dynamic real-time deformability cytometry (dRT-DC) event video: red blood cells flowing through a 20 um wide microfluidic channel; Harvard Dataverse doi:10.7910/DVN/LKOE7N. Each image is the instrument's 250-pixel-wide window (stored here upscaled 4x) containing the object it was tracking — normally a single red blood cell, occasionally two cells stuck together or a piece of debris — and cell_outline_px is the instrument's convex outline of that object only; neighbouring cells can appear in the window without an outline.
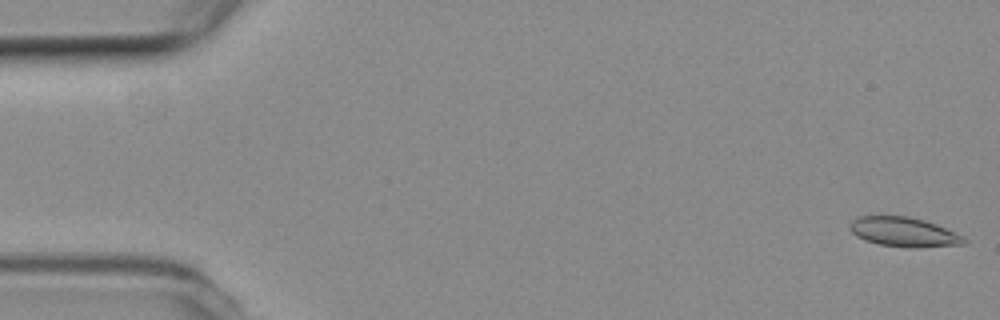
{"species": "common noctule bat (a hibernating species)", "species_latin": "Nyctalus noctula", "temperature_condition": "room temperature", "stored_images_in_passage": 54, "camera_frame_rate_fps": 3000, "um_per_image_px": 0.085, "animal": {"sex": "female", "body_mass_g": 19.3, "forearm_length_mm": 54.1}, "frame": {"image": 1, "passage_image": 1, "time_ms": 0.0, "image_size_px": [1000, 320], "cell_outline_px": [[968, 240], [964, 244], [916, 248], [908, 248], [880, 244], [864, 240], [856, 236], [848, 228], [848, 224], [856, 216], [908, 216], [924, 220], [936, 224], [956, 232], [964, 236]], "centroid_in_image_um": [76.82, 19.72], "position_along_channel_um": 8.2, "area_um2": 19.88}}
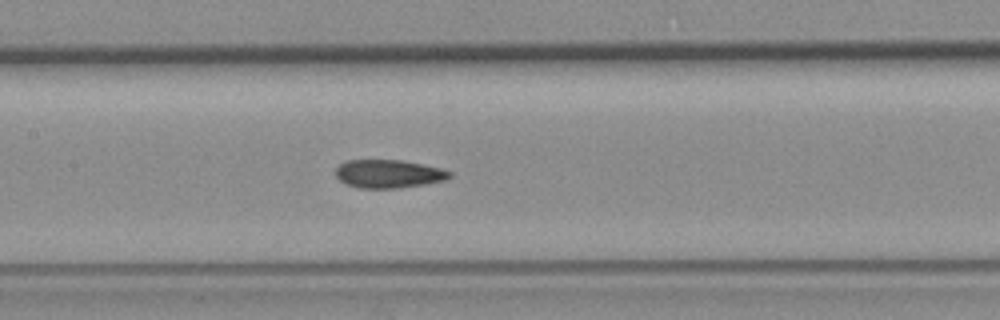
{"frame": {"image": 2, "passage_image": 25, "time_ms": 8.0, "image_size_px": [1000, 320], "cell_outline_px": [[452, 176], [444, 180], [424, 184], [396, 188], [360, 188], [348, 184], [340, 180], [336, 176], [336, 168], [340, 164], [348, 160], [404, 160], [440, 168], [452, 172]], "centroid_in_image_um": [33.04, 14.77], "position_along_channel_um": 174.4, "area_um2": 18.61}}
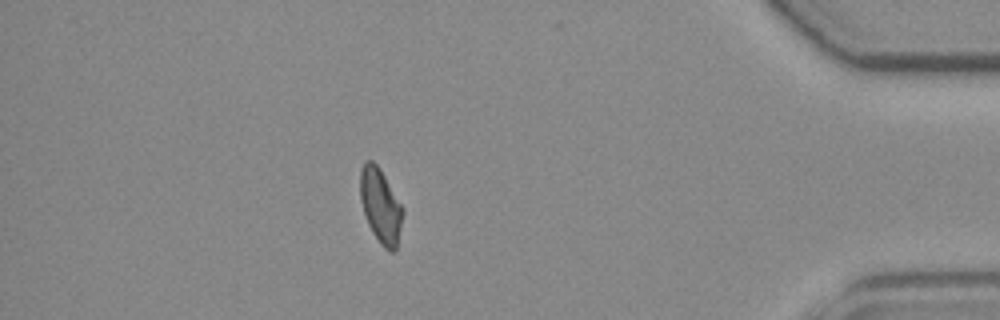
{"frame": {"image": 3, "passage_image": 47, "time_ms": 15.333, "image_size_px": [1000, 320], "cell_outline_px": [[404, 212], [396, 248], [392, 252], [388, 252], [380, 244], [372, 232], [368, 224], [360, 200], [360, 172], [364, 160], [372, 160], [380, 168], [404, 208]], "centroid_in_image_um": [32.35, 17.48], "position_along_channel_um": 402.9, "area_um2": 18.61}, "authors_computed_cell_mechanics": {"area_um2": 18.9584, "velocity_mm_per_s": 3.7807, "shape_relaxation_time_tau1_ms": 6.3005, "shape_relaxation_time_tau2_ms": 2.0836, "deformation_change_tau1": 0.1577, "deformation_change_tau2": 0.0776}}